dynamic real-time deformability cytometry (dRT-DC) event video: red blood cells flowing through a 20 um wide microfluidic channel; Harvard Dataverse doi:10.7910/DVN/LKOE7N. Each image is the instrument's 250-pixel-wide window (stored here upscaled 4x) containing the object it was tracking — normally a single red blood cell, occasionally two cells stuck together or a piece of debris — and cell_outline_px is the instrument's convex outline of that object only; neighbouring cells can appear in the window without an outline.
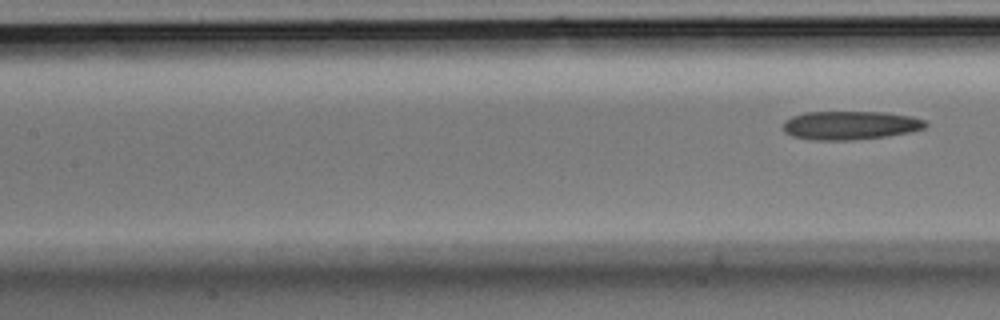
{"species": "Egyptian fruit bat (a non-hibernating species)", "species_latin": "Rousettus aegyptiacus", "temperature_condition": "room temperature", "stored_images_in_passage": 7, "segment_of_instrument_passage": [2, 2], "camera_frame_rate_fps": 3000, "um_per_image_px": 0.085, "animal": {"sex": "male"}, "frame": {"image": 1, "passage_image": 7, "time_ms": 2.0, "image_size_px": [1000, 320], "cell_outline_px": [[928, 124], [924, 128], [912, 132], [888, 136], [852, 140], [808, 140], [792, 136], [784, 132], [784, 120], [792, 116], [804, 112], [884, 112], [912, 116], [924, 120]], "centroid_in_image_um": [72.26, 10.65], "position_along_channel_um": 135.1, "area_um2": 23.99}}